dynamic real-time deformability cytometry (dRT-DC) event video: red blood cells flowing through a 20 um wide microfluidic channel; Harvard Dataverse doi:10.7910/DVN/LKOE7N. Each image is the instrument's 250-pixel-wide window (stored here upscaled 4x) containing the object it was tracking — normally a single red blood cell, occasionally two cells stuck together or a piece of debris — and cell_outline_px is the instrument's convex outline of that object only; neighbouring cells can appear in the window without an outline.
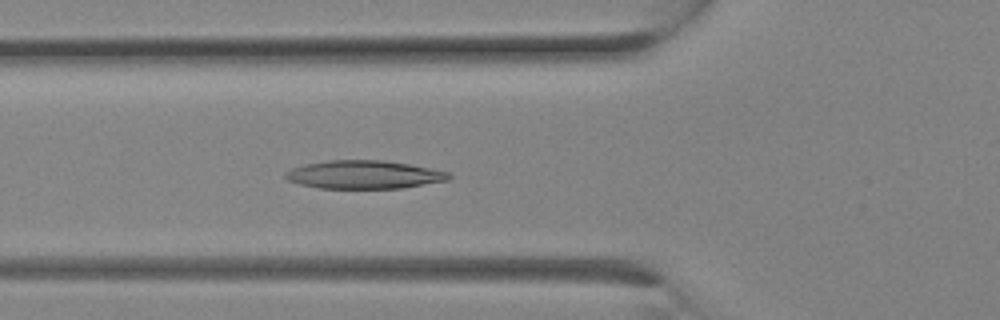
{"species": "Egyptian fruit bat (a non-hibernating species)", "species_latin": "Rousettus aegyptiacus", "temperature_condition": "room temperature", "stored_images_in_passage": 9, "camera_frame_rate_fps": 3000, "um_per_image_px": 0.085, "animal": {"sex": "female"}, "frame": {"image": 1, "passage_image": 9, "time_ms": 2.667, "image_size_px": [1000, 320], "cell_outline_px": [[452, 176], [448, 180], [400, 188], [320, 188], [300, 184], [288, 180], [284, 176], [284, 172], [292, 168], [304, 164], [328, 160], [380, 160], [408, 164], [448, 172]], "centroid_in_image_um": [30.89, 14.84], "position_along_channel_um": 94.9, "area_um2": 26.65}}